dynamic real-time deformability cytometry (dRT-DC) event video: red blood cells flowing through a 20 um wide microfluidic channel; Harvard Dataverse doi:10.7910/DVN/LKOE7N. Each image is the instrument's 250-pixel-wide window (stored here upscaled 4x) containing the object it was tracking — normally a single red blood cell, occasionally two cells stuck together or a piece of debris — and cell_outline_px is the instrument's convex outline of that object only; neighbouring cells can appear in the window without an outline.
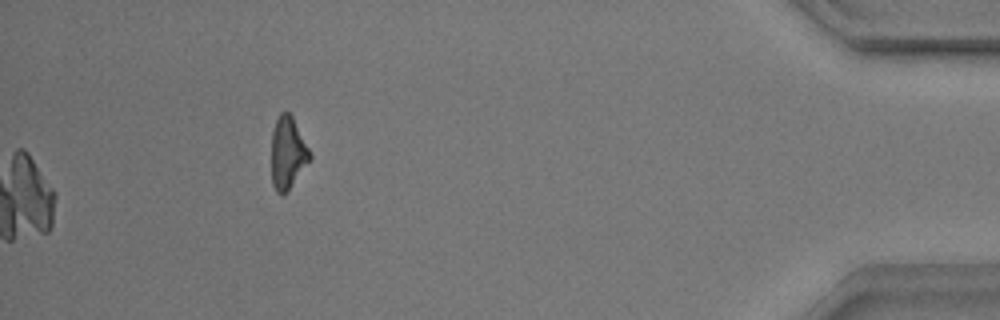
{"species": "common noctule bat (a hibernating species)", "species_latin": "Nyctalus noctula", "temperature_condition": "warm", "stored_images_in_passage": 58, "camera_frame_rate_fps": 3000, "um_per_image_px": 0.085, "animal": {"sex": "male", "body_mass_g": 17.9}, "frame": {"image": 1, "passage_image": 58, "time_ms": 19.0, "image_size_px": [1000, 320], "cell_outline_px": [[312, 156], [288, 188], [280, 196], [276, 192], [272, 184], [272, 132], [276, 120], [280, 112], [288, 112], [292, 116]], "centroid_in_image_um": [24.42, 12.97], "position_along_channel_um": 410.8, "area_um2": 15.55}}